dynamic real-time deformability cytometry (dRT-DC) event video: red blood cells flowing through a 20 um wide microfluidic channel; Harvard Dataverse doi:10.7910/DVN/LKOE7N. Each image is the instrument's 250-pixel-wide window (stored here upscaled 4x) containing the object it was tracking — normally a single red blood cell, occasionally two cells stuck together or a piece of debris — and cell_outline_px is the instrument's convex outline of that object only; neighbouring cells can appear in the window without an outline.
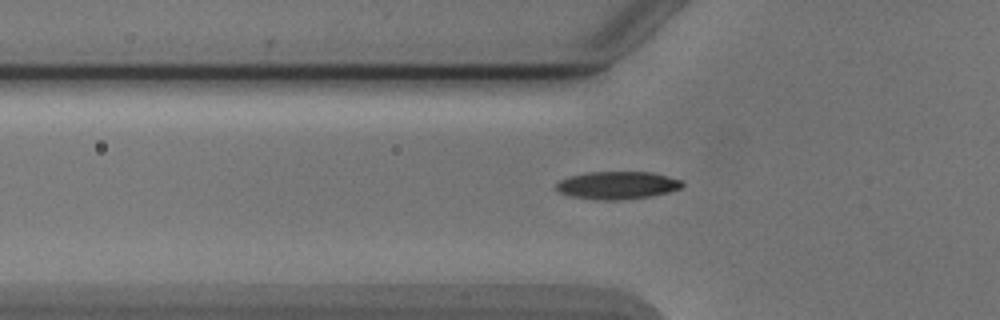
{"species": "Egyptian fruit bat (a non-hibernating species)", "species_latin": "Rousettus aegyptiacus", "temperature_condition": "cold", "stored_images_in_passage": 40, "camera_frame_rate_fps": 3000, "um_per_image_px": 0.085, "animal": {"sex": "male"}, "frame": {"image": 1, "passage_image": 8, "time_ms": 2.333, "image_size_px": [1000, 320], "cell_outline_px": [[684, 184], [680, 188], [668, 192], [652, 196], [620, 200], [600, 200], [572, 196], [560, 192], [556, 188], [556, 184], [560, 180], [568, 176], [588, 172], [652, 172], [668, 176], [680, 180]], "centroid_in_image_um": [52.47, 15.74], "position_along_channel_um": 73.3, "area_um2": 20.29}}
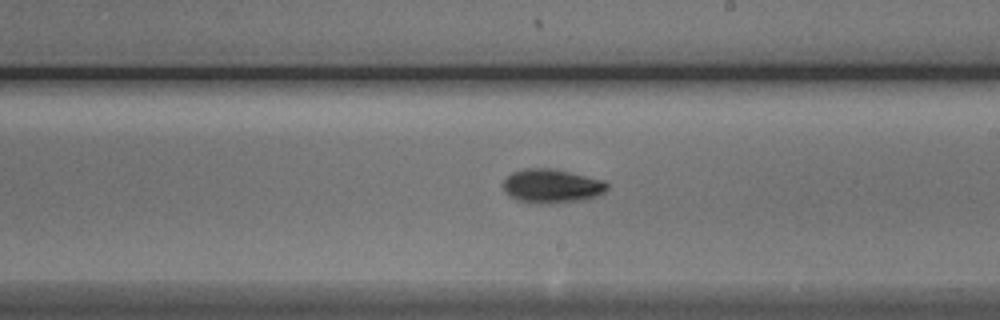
{"frame": {"image": 2, "passage_image": 21, "time_ms": 6.667, "image_size_px": [1000, 320], "cell_outline_px": [[608, 188], [604, 192], [596, 196], [584, 200], [552, 204], [536, 204], [516, 200], [508, 196], [504, 192], [504, 180], [512, 172], [528, 168], [548, 168], [568, 172], [604, 180], [608, 184]], "centroid_in_image_um": [46.88, 15.84], "position_along_channel_um": 242.1, "area_um2": 20.69}}
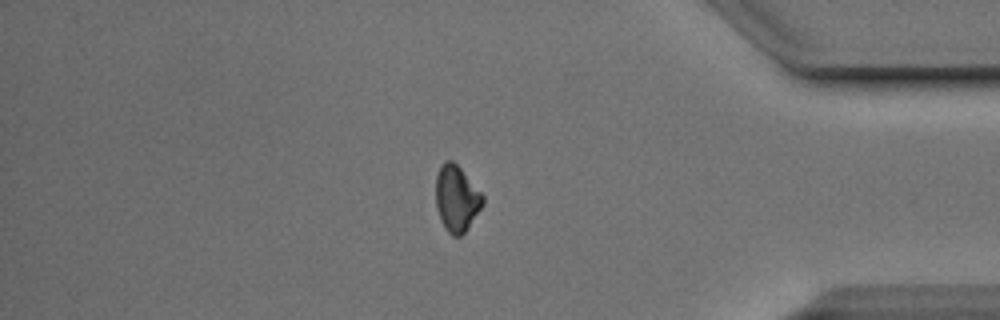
{"frame": {"image": 3, "passage_image": 35, "time_ms": 11.333, "image_size_px": [1000, 320], "cell_outline_px": [[484, 204], [464, 232], [460, 236], [452, 236], [444, 228], [440, 220], [436, 208], [436, 176], [444, 160], [452, 160], [460, 168], [484, 196]], "centroid_in_image_um": [38.79, 16.88], "position_along_channel_um": 396.4, "area_um2": 17.98}, "authors_computed_cell_mechanics": {"area_um2": 19.5364, "velocity_mm_per_s": 3.8884, "shape_relaxation_time_tau1_ms": 6.1051, "shape_relaxation_time_tau2_ms": null, "deformation_change_tau1": 0.1711, "deformation_change_tau2": null}}